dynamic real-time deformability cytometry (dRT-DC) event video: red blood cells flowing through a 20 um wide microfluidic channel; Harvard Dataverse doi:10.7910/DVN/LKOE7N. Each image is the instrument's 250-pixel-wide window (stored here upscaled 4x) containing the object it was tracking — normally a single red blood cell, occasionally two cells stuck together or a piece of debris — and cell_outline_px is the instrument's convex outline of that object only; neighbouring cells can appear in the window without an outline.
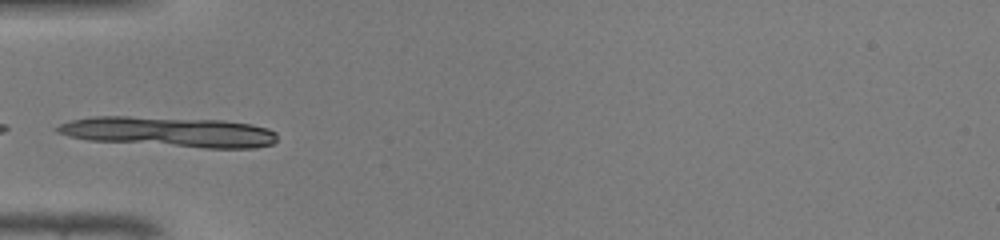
{"species": "common noctule bat (a hibernating species)", "species_latin": "Nyctalus noctula", "temperature_condition": "warm", "stored_images_in_passage": 31, "camera_frame_rate_fps": 3000, "um_per_image_px": 0.085, "animal": {"sex": "male", "body_mass_g": 19.0, "forearm_length_mm": 50.8}, "frame": {"image": 1, "passage_image": 1, "time_ms": 0.0, "image_size_px": [1000, 240], "cell_outline_px": [[276, 140], [272, 144], [256, 148], [204, 148], [88, 140], [68, 136], [56, 132], [52, 128], [60, 124], [72, 120], [92, 116], [128, 116], [224, 120], [252, 124], [268, 128], [276, 132]], "centroid_in_image_um": [14.37, 11.2], "position_along_channel_um": 70.6, "area_um2": 38.9}}